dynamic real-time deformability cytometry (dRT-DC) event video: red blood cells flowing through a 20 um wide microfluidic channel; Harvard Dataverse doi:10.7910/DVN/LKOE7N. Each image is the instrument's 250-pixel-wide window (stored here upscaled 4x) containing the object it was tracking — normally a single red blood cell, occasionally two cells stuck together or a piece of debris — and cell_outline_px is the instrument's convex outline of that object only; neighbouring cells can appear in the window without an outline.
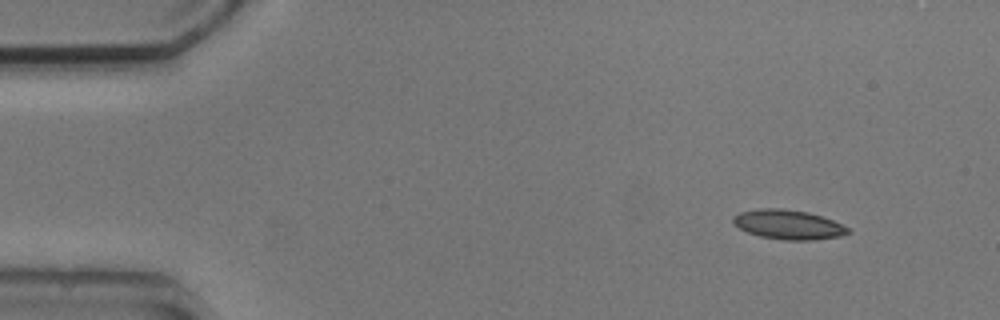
{"species": "common noctule bat (a hibernating species)", "species_latin": "Nyctalus noctula", "temperature_condition": "cold", "stored_images_in_passage": 6, "camera_frame_rate_fps": 3000, "um_per_image_px": 0.085, "animal": {"sex": "male", "body_mass_g": 20.5, "forearm_length_mm": 52.5}, "frame": {"image": 1, "passage_image": 1, "time_ms": 0.0, "image_size_px": [1000, 320], "cell_outline_px": [[852, 232], [840, 236], [812, 240], [784, 240], [760, 236], [748, 232], [732, 224], [732, 216], [740, 212], [760, 208], [784, 208], [808, 212], [832, 220], [848, 228]], "centroid_in_image_um": [66.97, 19.08], "position_along_channel_um": 18.0, "area_um2": 19.71}}